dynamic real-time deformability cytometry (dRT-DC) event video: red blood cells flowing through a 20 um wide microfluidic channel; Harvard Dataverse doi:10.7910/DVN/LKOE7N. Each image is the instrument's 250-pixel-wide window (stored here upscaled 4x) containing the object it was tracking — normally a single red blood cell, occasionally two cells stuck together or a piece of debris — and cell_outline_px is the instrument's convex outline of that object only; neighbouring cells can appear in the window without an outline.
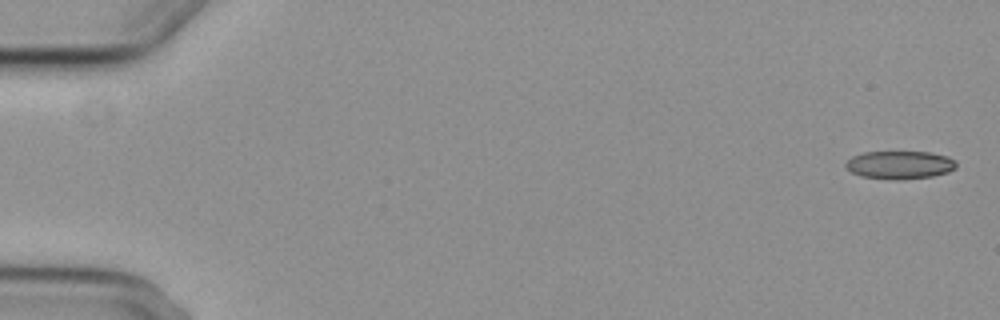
{"species": "common noctule bat (a hibernating species)", "species_latin": "Nyctalus noctula", "temperature_condition": "cold", "stored_images_in_passage": 5, "camera_frame_rate_fps": 3000, "um_per_image_px": 0.085, "animal": {"sex": "female", "body_mass_g": 29.2, "forearm_length_mm": 56.3}, "frame": {"image": 1, "passage_image": 1, "time_ms": 0.0, "image_size_px": [1000, 320], "cell_outline_px": [[956, 168], [948, 172], [932, 176], [900, 180], [860, 176], [852, 172], [844, 164], [852, 156], [864, 152], [928, 152], [948, 156], [956, 160]], "centroid_in_image_um": [76.5, 14.01], "position_along_channel_um": 8.5, "area_um2": 18.03}}